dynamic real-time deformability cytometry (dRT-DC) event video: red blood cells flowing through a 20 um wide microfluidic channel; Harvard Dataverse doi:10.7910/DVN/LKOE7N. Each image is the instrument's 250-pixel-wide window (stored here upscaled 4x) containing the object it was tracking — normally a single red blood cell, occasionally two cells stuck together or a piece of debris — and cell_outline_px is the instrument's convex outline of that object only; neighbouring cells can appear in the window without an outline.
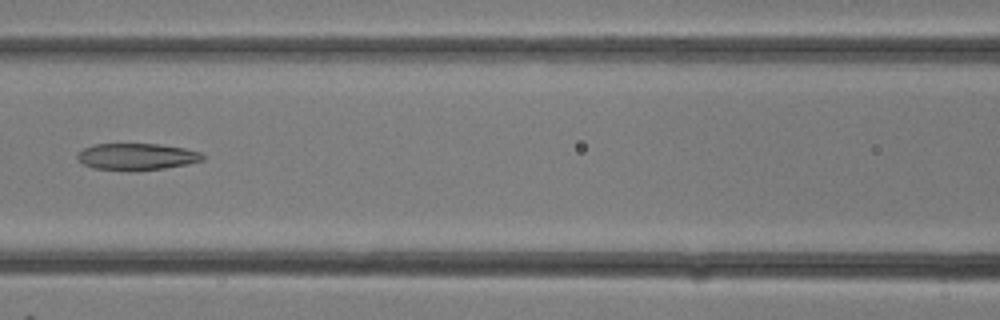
{"species": "common noctule bat (a hibernating species)", "species_latin": "Nyctalus noctula", "temperature_condition": "room temperature", "stored_images_in_passage": 29, "camera_frame_rate_fps": 3000, "um_per_image_px": 0.085, "animal": {"sex": "female"}, "frame": {"image": 1, "passage_image": 13, "time_ms": 4.0, "image_size_px": [1000, 320], "cell_outline_px": [[204, 160], [188, 164], [164, 168], [136, 172], [92, 168], [84, 164], [76, 156], [76, 152], [84, 148], [96, 144], [160, 144], [184, 148], [200, 152], [204, 156]], "centroid_in_image_um": [11.62, 13.33], "position_along_channel_um": 155.0, "area_um2": 19.77}}
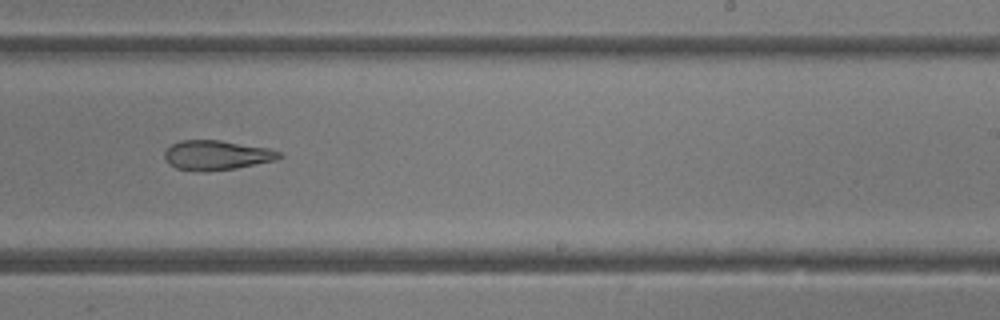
{"frame": {"image": 2, "passage_image": 18, "time_ms": 5.667, "image_size_px": [1000, 320], "cell_outline_px": [[284, 156], [276, 160], [236, 168], [204, 172], [200, 172], [176, 168], [168, 164], [164, 160], [164, 152], [172, 144], [180, 140], [220, 140], [268, 148], [280, 152]], "centroid_in_image_um": [18.39, 13.2], "position_along_channel_um": 270.6, "area_um2": 19.94}}
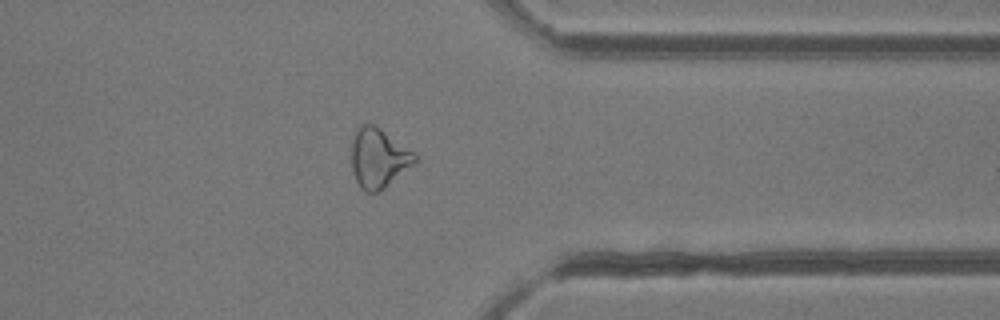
{"frame": {"image": 3, "passage_image": 23, "time_ms": 7.333, "image_size_px": [1000, 320], "cell_outline_px": [[420, 160], [416, 164], [380, 192], [364, 192], [360, 188], [356, 180], [352, 168], [352, 140], [356, 128], [364, 124], [372, 124], [384, 132], [412, 152]], "centroid_in_image_um": [32.18, 13.49], "position_along_channel_um": 379.2, "area_um2": 21.85}}